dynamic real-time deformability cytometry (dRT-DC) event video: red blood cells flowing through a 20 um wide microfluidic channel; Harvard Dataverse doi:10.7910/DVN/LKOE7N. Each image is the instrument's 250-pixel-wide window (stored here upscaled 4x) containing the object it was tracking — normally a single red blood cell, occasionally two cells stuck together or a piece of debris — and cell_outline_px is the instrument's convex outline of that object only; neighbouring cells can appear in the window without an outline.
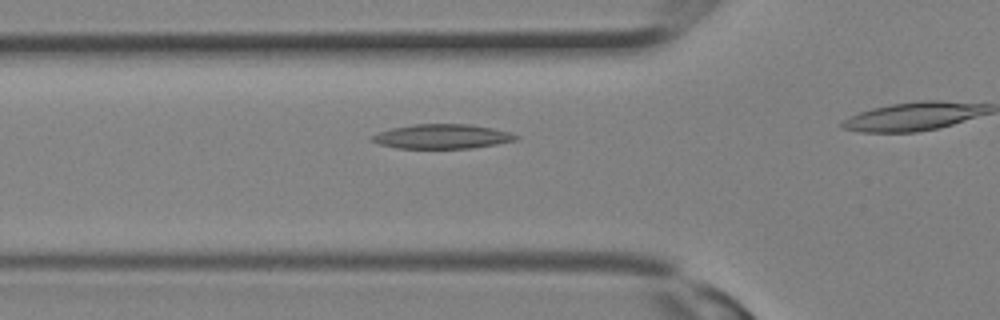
{"species": "Egyptian fruit bat (a non-hibernating species)", "species_latin": "Rousettus aegyptiacus", "temperature_condition": "room temperature", "stored_images_in_passage": 12, "camera_frame_rate_fps": 3000, "um_per_image_px": 0.085, "animal": {"sex": "female"}, "frame": {"image": 1, "passage_image": 7, "time_ms": 2.0, "image_size_px": [1000, 320], "cell_outline_px": [[520, 136], [516, 140], [496, 144], [472, 148], [396, 148], [380, 144], [372, 140], [372, 136], [380, 132], [392, 128], [412, 124], [472, 124], [492, 128], [508, 132]], "centroid_in_image_um": [37.61, 11.59], "position_along_channel_um": 88.2, "area_um2": 20.35}}
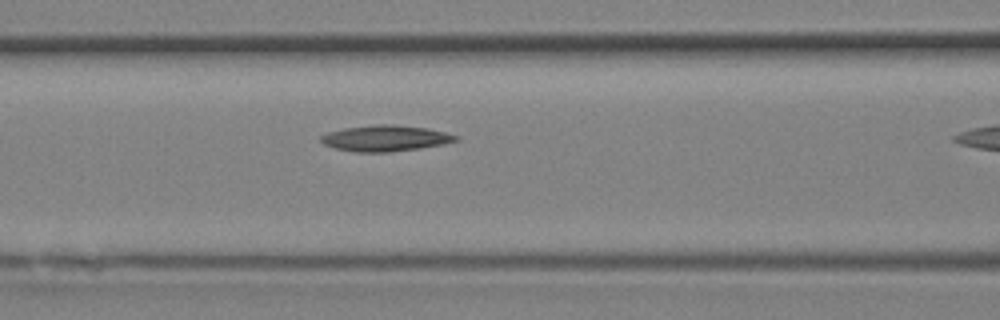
{"frame": {"image": 2, "passage_image": 9, "time_ms": 2.667, "image_size_px": [1000, 320], "cell_outline_px": [[460, 140], [420, 148], [388, 152], [356, 152], [336, 148], [324, 144], [320, 140], [320, 136], [328, 132], [344, 128], [376, 124], [392, 124], [428, 128], [444, 132], [456, 136]], "centroid_in_image_um": [32.73, 11.74], "position_along_channel_um": 133.9, "area_um2": 20.23}}